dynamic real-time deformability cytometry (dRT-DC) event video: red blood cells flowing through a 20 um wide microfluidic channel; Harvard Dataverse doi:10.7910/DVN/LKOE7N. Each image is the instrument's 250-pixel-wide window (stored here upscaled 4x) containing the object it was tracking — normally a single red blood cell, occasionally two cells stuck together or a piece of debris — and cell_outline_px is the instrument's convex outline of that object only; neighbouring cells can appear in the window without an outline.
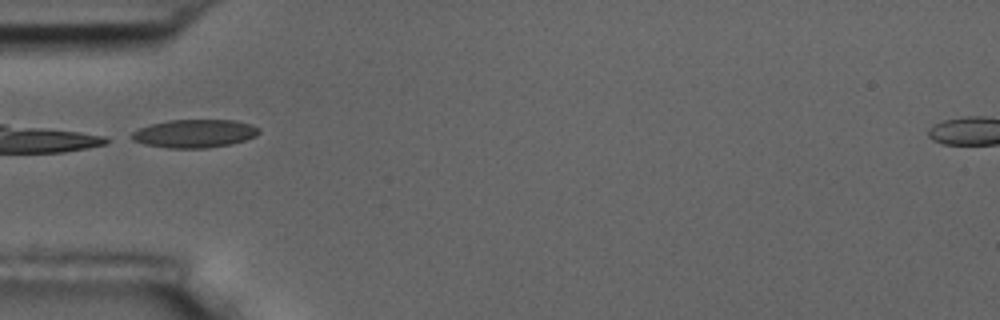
{"species": "common noctule bat (a hibernating species)", "species_latin": "Nyctalus noctula", "temperature_condition": "room temperature", "stored_images_in_passage": 3, "camera_frame_rate_fps": 3000, "um_per_image_px": 0.085, "animal": {"sex": "male", "body_mass_g": 17.5, "forearm_length_mm": 52.3}, "frame": {"image": 1, "passage_image": 1, "time_ms": 0.0, "image_size_px": [1000, 320], "cell_outline_px": [[260, 132], [256, 136], [244, 140], [228, 144], [208, 148], [168, 148], [144, 144], [132, 140], [132, 132], [140, 128], [152, 124], [168, 120], [236, 120], [252, 124], [260, 128]], "centroid_in_image_um": [16.56, 11.34], "position_along_channel_um": 68.4, "area_um2": 20.87}}